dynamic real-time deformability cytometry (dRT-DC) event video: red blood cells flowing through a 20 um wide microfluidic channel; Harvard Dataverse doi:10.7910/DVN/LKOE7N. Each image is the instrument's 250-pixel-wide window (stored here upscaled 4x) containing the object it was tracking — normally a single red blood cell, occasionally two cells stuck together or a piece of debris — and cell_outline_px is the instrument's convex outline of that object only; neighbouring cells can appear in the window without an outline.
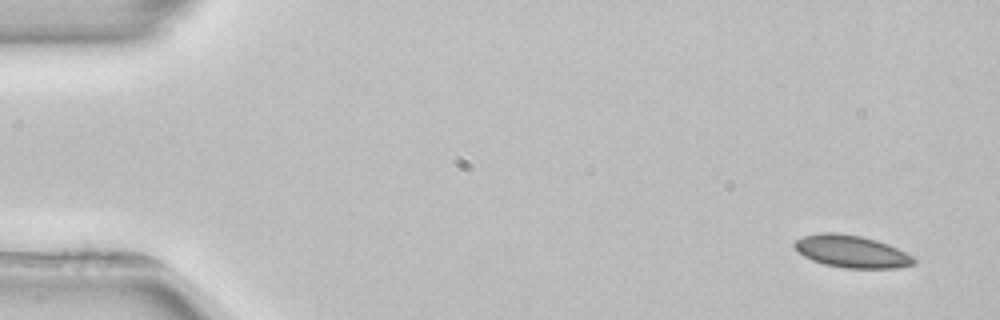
{"species": "common noctule bat (a hibernating species)", "species_latin": "Nyctalus noctula", "temperature_condition": "room temperature", "stored_images_in_passage": 5, "camera_frame_rate_fps": 3000, "um_per_image_px": 0.085, "animal": {"sex": "female", "body_mass_g": 22.7, "forearm_length_mm": 54.2}, "frame": {"image": 1, "passage_image": 1, "time_ms": 0.0, "image_size_px": [1000, 320], "cell_outline_px": [[916, 260], [912, 264], [896, 268], [844, 268], [824, 264], [812, 260], [804, 256], [792, 244], [796, 240], [804, 236], [820, 232], [836, 232], [860, 236], [876, 240], [888, 244], [916, 256]], "centroid_in_image_um": [72.4, 21.37], "position_along_channel_um": 12.6, "area_um2": 22.48}}
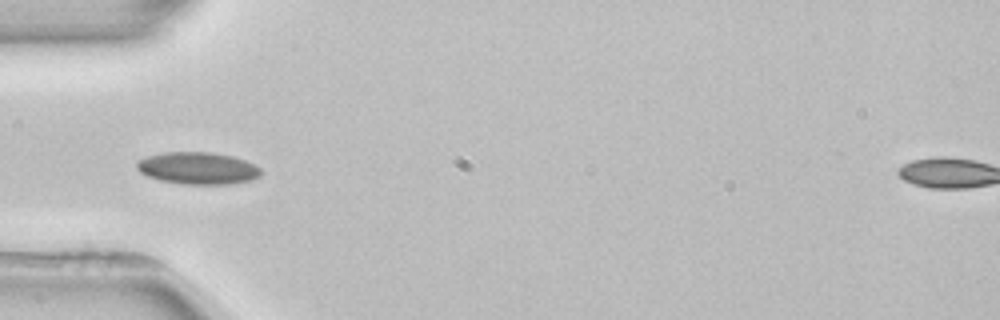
{"frame": {"image": 2, "passage_image": 4, "time_ms": 4.667, "image_size_px": [1000, 320], "cell_outline_px": [[260, 176], [252, 180], [232, 184], [180, 184], [160, 180], [148, 176], [140, 172], [136, 168], [136, 160], [148, 156], [164, 152], [212, 152], [232, 156], [244, 160], [260, 168]], "centroid_in_image_um": [16.79, 14.3], "position_along_channel_um": 68.2, "area_um2": 23.29}}